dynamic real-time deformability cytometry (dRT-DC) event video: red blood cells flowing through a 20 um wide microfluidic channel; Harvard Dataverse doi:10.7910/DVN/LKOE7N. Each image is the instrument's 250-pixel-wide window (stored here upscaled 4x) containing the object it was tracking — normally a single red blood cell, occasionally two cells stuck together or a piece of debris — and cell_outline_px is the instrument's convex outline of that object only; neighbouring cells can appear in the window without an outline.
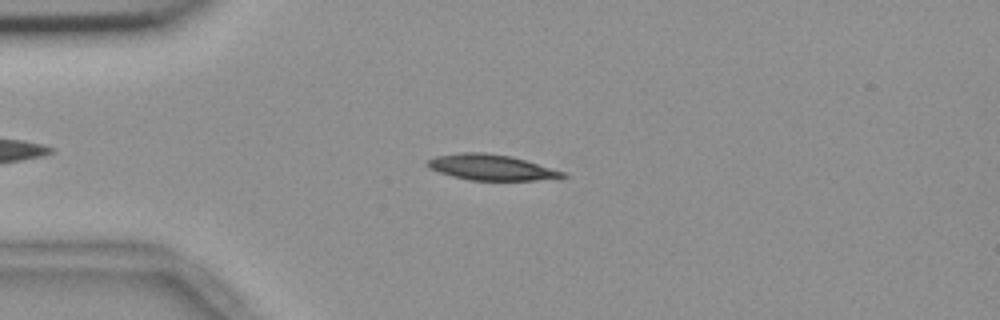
{"species": "common noctule bat (a hibernating species)", "species_latin": "Nyctalus noctula", "temperature_condition": "room temperature", "stored_images_in_passage": 41, "camera_frame_rate_fps": 3000, "um_per_image_px": 0.085, "animal": {"sex": "female", "body_mass_g": 18.4}, "frame": {"image": 1, "passage_image": 6, "time_ms": 1.667, "image_size_px": [1000, 320], "cell_outline_px": [[568, 176], [536, 180], [468, 180], [452, 176], [428, 168], [424, 164], [424, 160], [436, 156], [464, 152], [484, 152], [512, 156], [564, 172]], "centroid_in_image_um": [41.66, 14.21], "position_along_channel_um": 43.3, "area_um2": 20.17}}
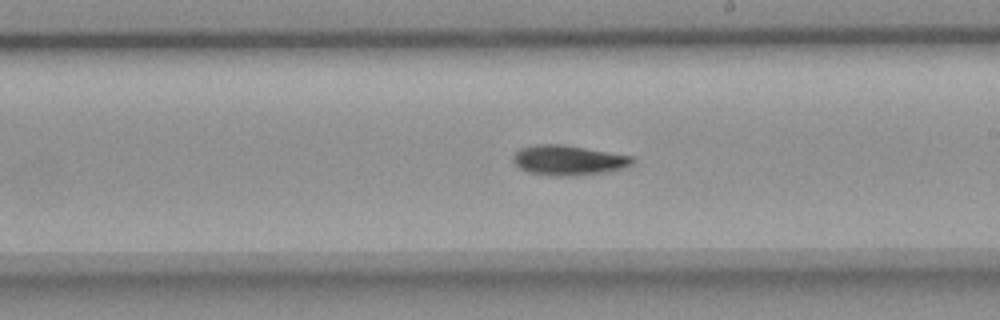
{"frame": {"image": 2, "passage_image": 24, "time_ms": 7.667, "image_size_px": [1000, 320], "cell_outline_px": [[636, 160], [632, 164], [624, 168], [608, 172], [580, 176], [552, 176], [528, 172], [520, 168], [512, 160], [512, 156], [520, 148], [536, 144], [564, 144], [632, 156]], "centroid_in_image_um": [48.33, 13.63], "position_along_channel_um": 240.7, "area_um2": 21.15}}
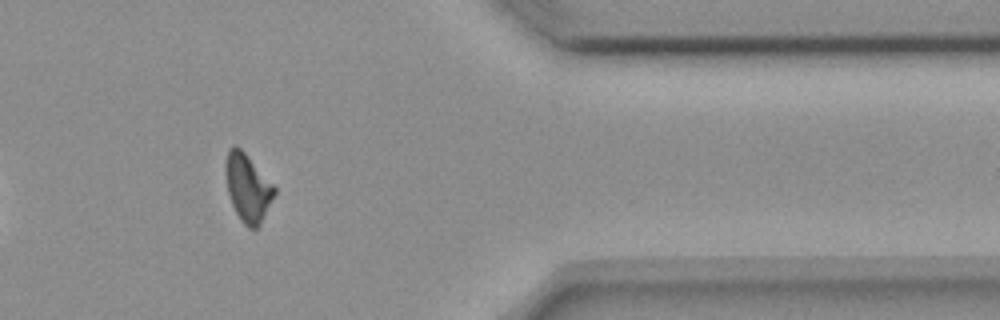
{"frame": {"image": 3, "passage_image": 38, "time_ms": 12.333, "image_size_px": [1000, 320], "cell_outline_px": [[276, 192], [260, 224], [256, 228], [248, 228], [240, 220], [232, 204], [228, 192], [224, 172], [224, 164], [228, 148], [236, 144], [244, 152], [276, 188]], "centroid_in_image_um": [21.02, 15.94], "position_along_channel_um": 390.4, "area_um2": 19.13}}